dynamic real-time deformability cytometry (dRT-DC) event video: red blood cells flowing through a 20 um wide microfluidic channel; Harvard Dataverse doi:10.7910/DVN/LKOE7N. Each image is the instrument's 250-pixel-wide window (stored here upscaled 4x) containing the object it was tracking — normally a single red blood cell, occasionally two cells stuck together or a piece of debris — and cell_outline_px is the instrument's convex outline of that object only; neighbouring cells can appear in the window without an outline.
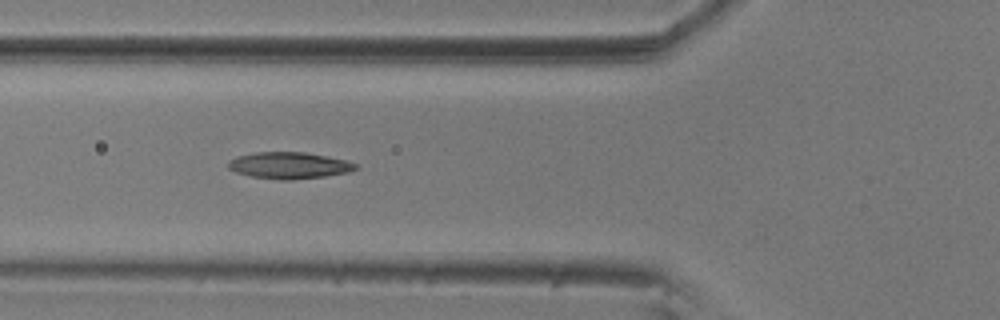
{"species": "common noctule bat (a hibernating species)", "species_latin": "Nyctalus noctula", "temperature_condition": "room temperature", "stored_images_in_passage": 16, "camera_frame_rate_fps": 3000, "um_per_image_px": 0.085, "animal": {"sex": "male", "body_mass_g": 20.5, "forearm_length_mm": 52.5}, "frame": {"image": 1, "passage_image": 6, "time_ms": 1.667, "image_size_px": [1000, 320], "cell_outline_px": [[356, 168], [348, 172], [324, 176], [292, 180], [280, 180], [252, 176], [236, 172], [228, 168], [228, 160], [236, 156], [256, 152], [304, 152], [328, 156], [344, 160], [356, 164]], "centroid_in_image_um": [24.53, 14.05], "position_along_channel_um": 101.3, "area_um2": 19.59}}
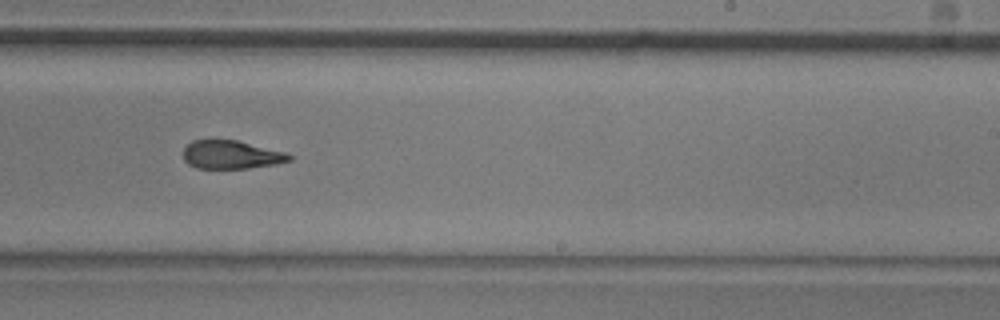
{"frame": {"image": 2, "passage_image": 10, "time_ms": 3.0, "image_size_px": [1000, 320], "cell_outline_px": [[292, 160], [276, 164], [248, 168], [196, 168], [188, 164], [184, 160], [184, 148], [192, 140], [236, 140], [284, 152], [292, 156]], "centroid_in_image_um": [19.64, 13.15], "position_along_channel_um": 269.4, "area_um2": 17.34}}
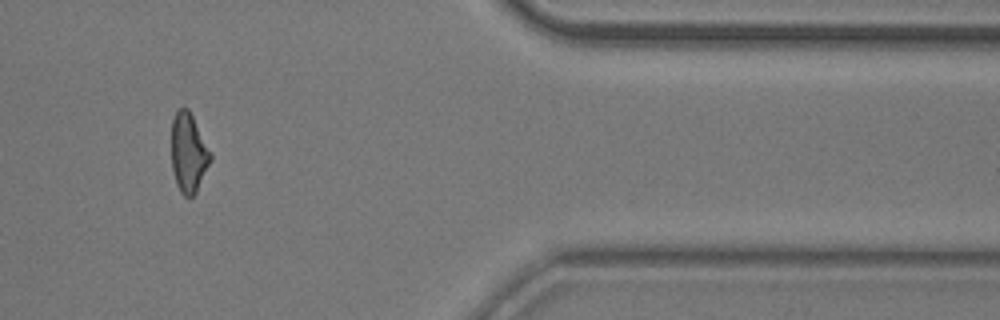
{"frame": {"image": 3, "passage_image": 13, "time_ms": 4.0, "image_size_px": [1000, 320], "cell_outline_px": [[212, 160], [196, 192], [188, 200], [180, 192], [176, 184], [172, 168], [172, 120], [176, 112], [180, 108], [188, 108], [212, 152]], "centroid_in_image_um": [16.04, 13.02], "position_along_channel_um": 395.4, "area_um2": 18.21}}